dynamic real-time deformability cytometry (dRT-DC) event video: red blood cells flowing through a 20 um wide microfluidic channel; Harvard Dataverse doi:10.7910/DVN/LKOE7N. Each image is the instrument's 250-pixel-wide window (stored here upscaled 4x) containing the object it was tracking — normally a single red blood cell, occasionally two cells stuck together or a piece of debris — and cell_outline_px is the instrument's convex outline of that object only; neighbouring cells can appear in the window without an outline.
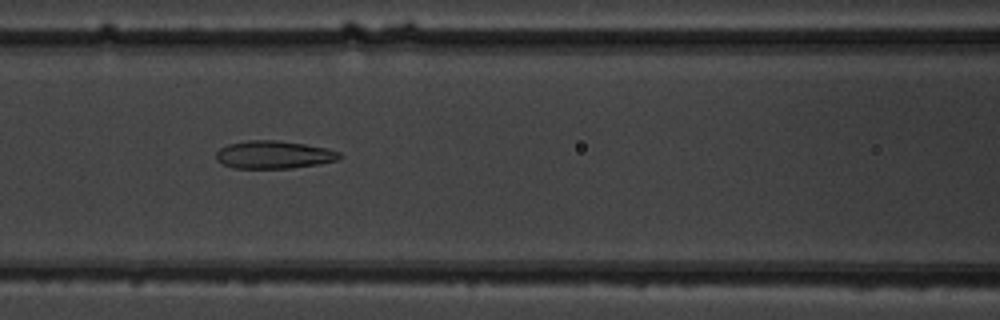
{"species": "common noctule bat (a hibernating species)", "species_latin": "Nyctalus noctula", "temperature_condition": "warm", "stored_images_in_passage": 8, "segment_of_instrument_passage": [1, 2], "camera_frame_rate_fps": 3000, "um_per_image_px": 0.085, "animal": {"sex": "male", "body_mass_g": 19.5, "forearm_length_mm": 54.6}, "frame": {"image": 1, "passage_image": 6, "time_ms": 6.0, "image_size_px": [1000, 320], "cell_outline_px": [[340, 156], [336, 160], [320, 164], [292, 168], [232, 168], [220, 164], [216, 160], [216, 152], [220, 148], [228, 144], [248, 140], [276, 140], [304, 144], [324, 148], [340, 152]], "centroid_in_image_um": [23.21, 13.16], "position_along_channel_um": 143.4, "area_um2": 20.0}}
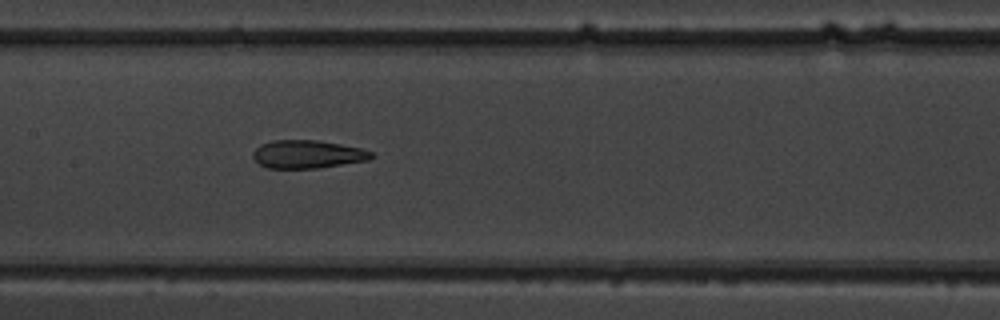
{"frame": {"image": 2, "passage_image": 7, "time_ms": 7.0, "image_size_px": [1000, 320], "cell_outline_px": [[372, 156], [368, 160], [316, 168], [268, 168], [260, 164], [252, 156], [252, 152], [260, 144], [272, 140], [316, 140], [340, 144], [360, 148], [372, 152]], "centroid_in_image_um": [26.09, 13.1], "position_along_channel_um": 181.3, "area_um2": 19.19}}